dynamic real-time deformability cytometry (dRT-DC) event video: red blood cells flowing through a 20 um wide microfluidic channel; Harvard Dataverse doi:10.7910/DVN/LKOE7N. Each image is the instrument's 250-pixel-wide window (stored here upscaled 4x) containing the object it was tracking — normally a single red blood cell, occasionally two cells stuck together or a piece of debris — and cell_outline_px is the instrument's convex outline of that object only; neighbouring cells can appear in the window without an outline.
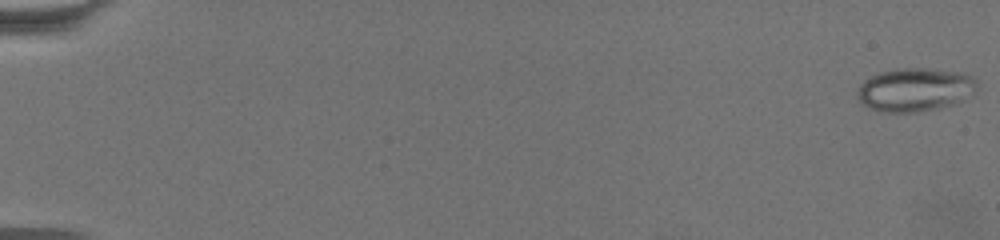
{"species": "common noctule bat (a hibernating species)", "species_latin": "Nyctalus noctula", "temperature_condition": "warm", "stored_images_in_passage": 16, "camera_frame_rate_fps": 3000, "um_per_image_px": 0.085, "animal": {"sex": "female", "body_mass_g": 19.5, "forearm_length_mm": 54.1}, "frame": {"image": 1, "passage_image": 1, "time_ms": 0.0, "image_size_px": [1000, 240], "cell_outline_px": [[976, 88], [972, 96], [964, 100], [940, 108], [916, 112], [880, 112], [860, 104], [856, 96], [856, 92], [860, 84], [864, 80], [880, 72], [896, 68], [928, 68], [964, 72], [972, 76], [976, 80]], "centroid_in_image_um": [77.76, 7.62], "position_along_channel_um": 7.2, "area_um2": 30.81}}